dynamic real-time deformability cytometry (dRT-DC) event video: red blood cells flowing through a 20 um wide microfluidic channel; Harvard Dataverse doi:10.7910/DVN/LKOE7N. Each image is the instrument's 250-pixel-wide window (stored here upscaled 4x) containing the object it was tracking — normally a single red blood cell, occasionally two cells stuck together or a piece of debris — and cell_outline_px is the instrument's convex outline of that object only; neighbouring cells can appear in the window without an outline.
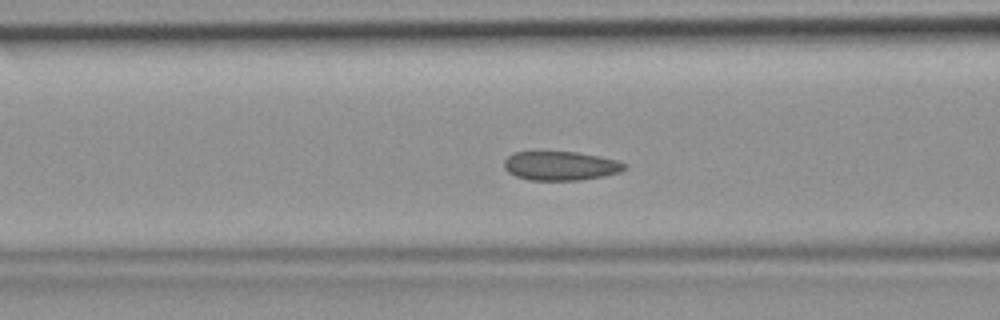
{"species": "common noctule bat (a hibernating species)", "species_latin": "Nyctalus noctula", "temperature_condition": "room temperature", "stored_images_in_passage": 48, "camera_frame_rate_fps": 3000, "um_per_image_px": 0.085, "animal": {"sex": "female", "body_mass_g": 19.9}, "frame": {"image": 1, "passage_image": 18, "time_ms": 5.667, "image_size_px": [1000, 320], "cell_outline_px": [[628, 168], [620, 172], [604, 176], [580, 180], [528, 180], [516, 176], [508, 172], [504, 168], [504, 160], [512, 152], [576, 152], [600, 156], [616, 160], [628, 164]], "centroid_in_image_um": [47.67, 14.1], "position_along_channel_um": 118.9, "area_um2": 20.52}}
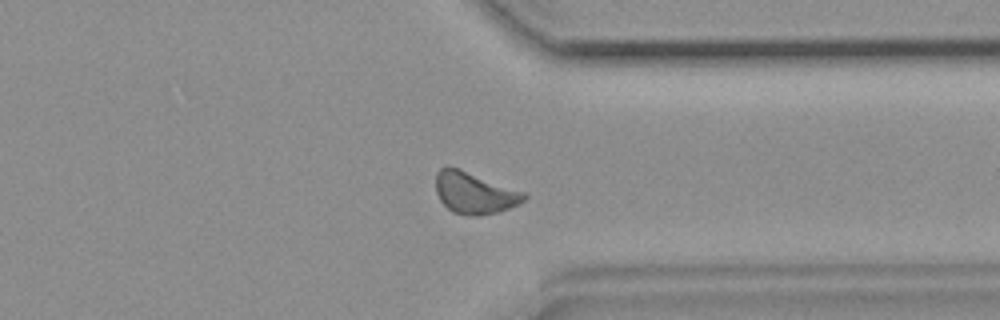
{"frame": {"image": 2, "passage_image": 36, "time_ms": 11.667, "image_size_px": [1000, 320], "cell_outline_px": [[528, 196], [524, 200], [508, 208], [496, 212], [480, 216], [468, 216], [452, 212], [440, 200], [436, 192], [436, 172], [440, 168], [448, 164], [460, 168], [524, 192]], "centroid_in_image_um": [40.28, 16.37], "position_along_channel_um": 371.1, "area_um2": 21.5}}
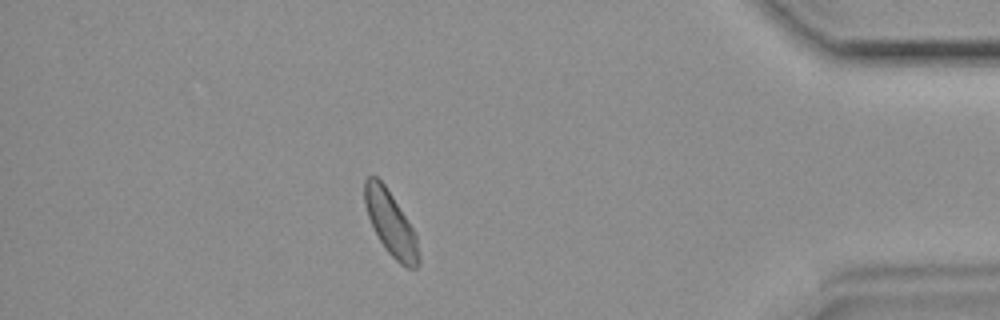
{"frame": {"image": 3, "passage_image": 41, "time_ms": 13.333, "image_size_px": [1000, 320], "cell_outline_px": [[420, 260], [416, 268], [408, 268], [400, 264], [384, 248], [368, 216], [364, 204], [364, 180], [368, 176], [376, 176], [384, 184], [416, 232], [420, 256]], "centroid_in_image_um": [33.22, 19.0], "position_along_channel_um": 402.0, "area_um2": 20.11}}